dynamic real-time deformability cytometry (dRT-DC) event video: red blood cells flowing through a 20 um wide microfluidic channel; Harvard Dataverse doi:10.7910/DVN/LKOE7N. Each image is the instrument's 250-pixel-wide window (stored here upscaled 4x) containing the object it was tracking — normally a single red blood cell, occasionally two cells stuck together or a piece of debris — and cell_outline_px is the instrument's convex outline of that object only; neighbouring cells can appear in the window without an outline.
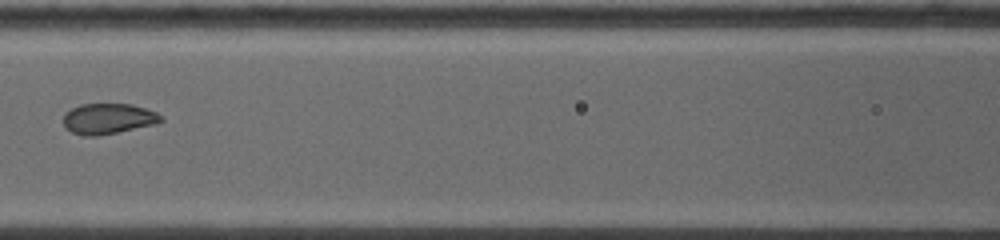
{"species": "common noctule bat (a hibernating species)", "species_latin": "Nyctalus noctula", "temperature_condition": "warm", "stored_images_in_passage": 5, "camera_frame_rate_fps": 5000, "um_per_image_px": 0.085, "animal": {"sex": "female", "body_mass_g": 19.0, "forearm_length_mm": 53.3}, "frame": {"image": 1, "passage_image": 4, "time_ms": 3.6, "image_size_px": [1000, 240], "cell_outline_px": [[164, 120], [152, 124], [116, 132], [72, 132], [64, 124], [64, 116], [72, 108], [80, 104], [132, 104], [156, 112]], "centroid_in_image_um": [9.25, 10.01], "position_along_channel_um": 157.4, "area_um2": 16.13}}